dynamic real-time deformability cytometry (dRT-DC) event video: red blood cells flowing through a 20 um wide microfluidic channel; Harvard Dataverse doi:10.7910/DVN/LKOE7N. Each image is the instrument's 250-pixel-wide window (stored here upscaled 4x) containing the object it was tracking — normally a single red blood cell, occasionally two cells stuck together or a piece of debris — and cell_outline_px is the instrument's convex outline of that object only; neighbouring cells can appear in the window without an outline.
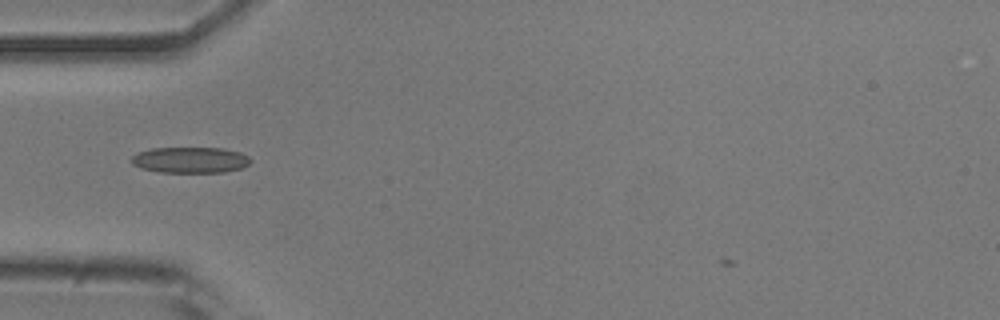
{"species": "common noctule bat (a hibernating species)", "species_latin": "Nyctalus noctula", "temperature_condition": "room temperature", "stored_images_in_passage": 35, "camera_frame_rate_fps": 3000, "um_per_image_px": 0.085, "animal": {"sex": "male", "body_mass_g": 20.5, "forearm_length_mm": 52.5}, "frame": {"image": 1, "passage_image": 2, "time_ms": 0.333, "image_size_px": [1000, 320], "cell_outline_px": [[252, 160], [248, 164], [240, 168], [224, 172], [160, 172], [140, 168], [132, 164], [132, 156], [136, 152], [152, 148], [224, 148], [240, 152], [248, 156]], "centroid_in_image_um": [16.15, 13.59], "position_along_channel_um": 68.8, "area_um2": 18.03}}
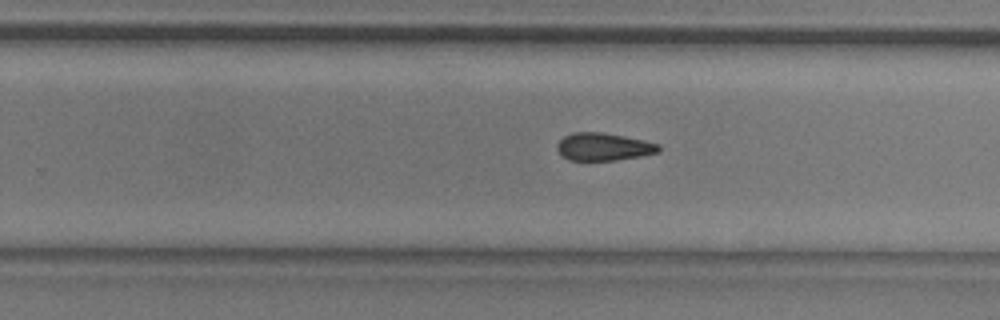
{"frame": {"image": 2, "passage_image": 18, "time_ms": 5.667, "image_size_px": [1000, 320], "cell_outline_px": [[660, 152], [640, 156], [616, 160], [568, 160], [560, 156], [556, 148], [556, 144], [564, 136], [572, 132], [600, 132], [624, 136], [644, 140], [660, 144]], "centroid_in_image_um": [51.27, 12.47], "position_along_channel_um": 278.5, "area_um2": 16.53}}
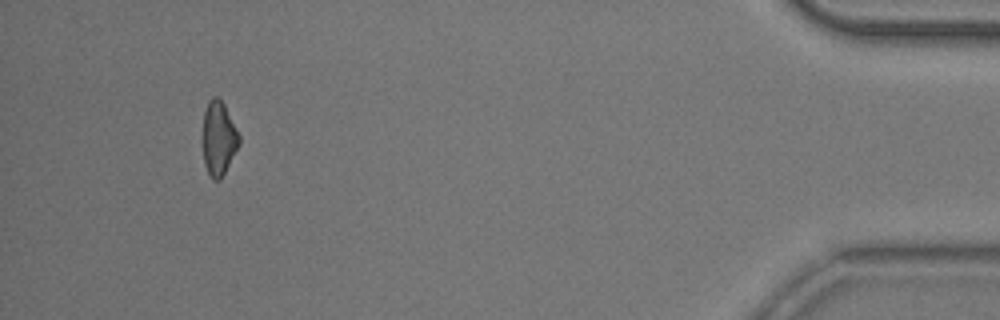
{"frame": {"image": 3, "passage_image": 34, "time_ms": 11.0, "image_size_px": [1000, 320], "cell_outline_px": [[240, 144], [220, 180], [212, 180], [208, 176], [204, 164], [200, 140], [204, 112], [208, 100], [212, 96], [216, 96], [224, 104], [240, 136]], "centroid_in_image_um": [18.53, 11.78], "position_along_channel_um": 416.7, "area_um2": 16.3}}